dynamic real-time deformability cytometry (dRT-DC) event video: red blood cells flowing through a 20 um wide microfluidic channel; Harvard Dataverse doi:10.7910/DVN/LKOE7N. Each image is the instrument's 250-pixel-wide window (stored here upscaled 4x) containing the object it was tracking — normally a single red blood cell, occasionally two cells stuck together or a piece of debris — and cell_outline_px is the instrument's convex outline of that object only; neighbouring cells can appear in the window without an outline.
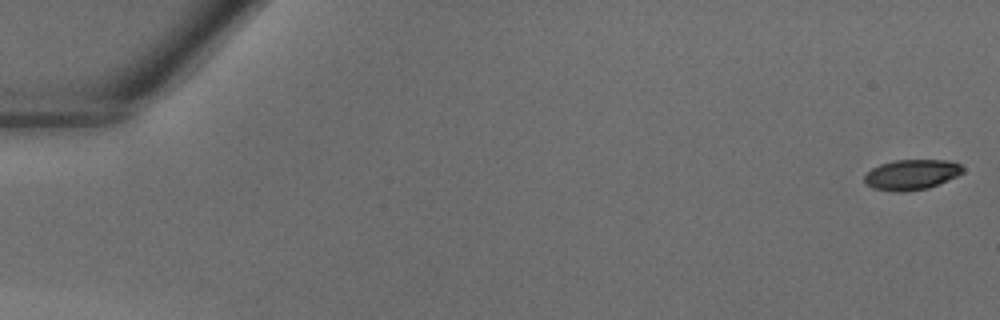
{"species": "common noctule bat (a hibernating species)", "species_latin": "Nyctalus noctula", "temperature_condition": "warm", "stored_images_in_passage": 41, "camera_frame_rate_fps": 3000, "um_per_image_px": 0.085, "animal": {"sex": "male", "body_mass_g": 18.8}, "frame": {"image": 1, "passage_image": 1, "time_ms": 0.0, "image_size_px": [1000, 320], "cell_outline_px": [[964, 172], [956, 176], [928, 188], [900, 192], [896, 192], [872, 188], [864, 180], [864, 176], [872, 168], [880, 164], [896, 160], [952, 160], [960, 164], [964, 168]], "centroid_in_image_um": [77.49, 14.83], "position_along_channel_um": 7.5, "area_um2": 17.28}}
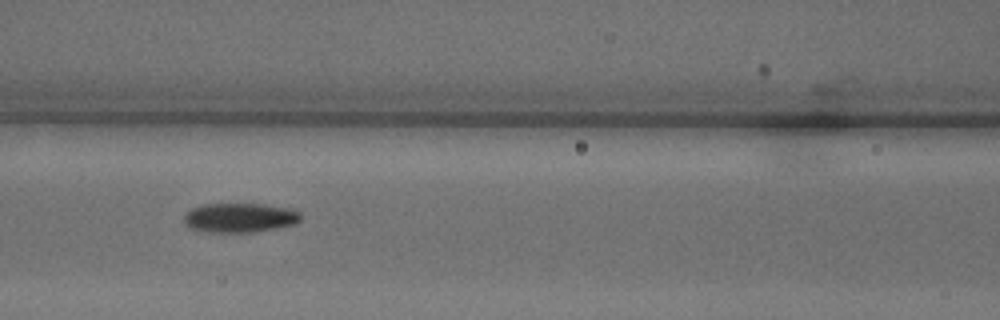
{"frame": {"image": 2, "passage_image": 19, "time_ms": 6.0, "image_size_px": [1000, 320], "cell_outline_px": [[300, 220], [296, 224], [276, 228], [252, 232], [204, 232], [188, 228], [184, 224], [184, 216], [192, 208], [204, 204], [260, 204], [292, 208], [300, 212]], "centroid_in_image_um": [20.37, 18.51], "position_along_channel_um": 146.2, "area_um2": 20.11}}
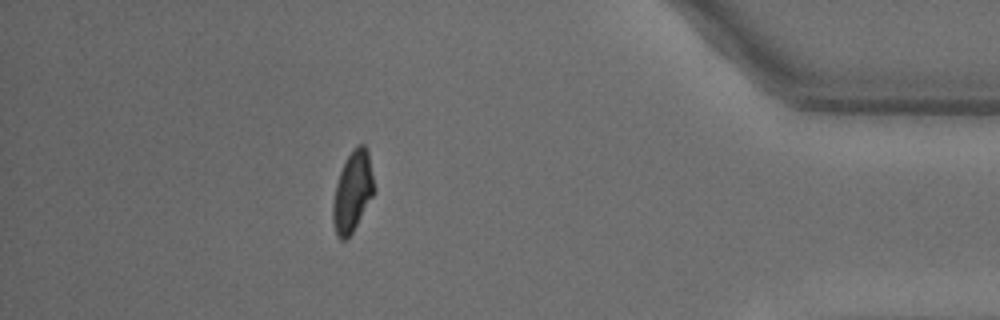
{"frame": {"image": 3, "passage_image": 37, "time_ms": 12.0, "image_size_px": [1000, 320], "cell_outline_px": [[376, 188], [372, 196], [352, 232], [344, 240], [340, 240], [336, 236], [332, 220], [332, 204], [336, 184], [344, 160], [352, 148], [356, 144], [364, 144], [368, 148]], "centroid_in_image_um": [29.97, 16.22], "position_along_channel_um": 405.2, "area_um2": 19.59}}